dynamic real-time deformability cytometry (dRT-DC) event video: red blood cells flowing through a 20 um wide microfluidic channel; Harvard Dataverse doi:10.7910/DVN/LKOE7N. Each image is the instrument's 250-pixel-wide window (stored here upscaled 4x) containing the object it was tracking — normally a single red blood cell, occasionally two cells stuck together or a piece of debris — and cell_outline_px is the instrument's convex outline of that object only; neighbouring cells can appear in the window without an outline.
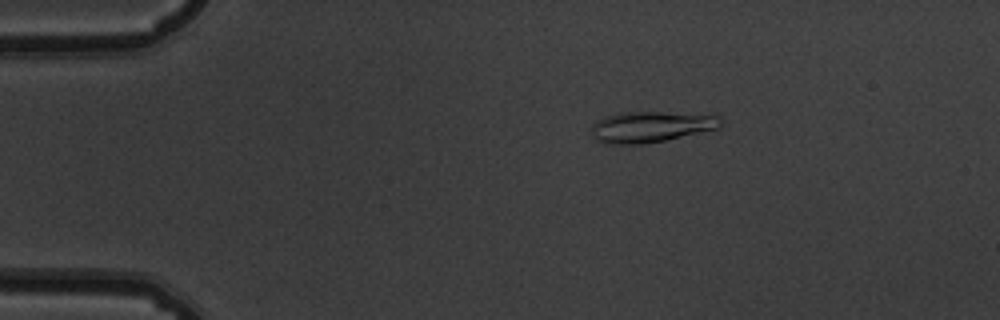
{"species": "common noctule bat (a hibernating species)", "species_latin": "Nyctalus noctula", "temperature_condition": "warm", "stored_images_in_passage": 48, "camera_frame_rate_fps": 3000, "um_per_image_px": 0.085, "animal": {"sex": "male", "body_mass_g": 19.5, "forearm_length_mm": 54.6}, "frame": {"image": 1, "passage_image": 5, "time_ms": 1.333, "image_size_px": [1000, 320], "cell_outline_px": [[720, 128], [664, 140], [644, 144], [608, 144], [596, 140], [592, 136], [592, 124], [596, 120], [604, 116], [616, 112], [660, 112], [716, 116], [720, 120]], "centroid_in_image_um": [55.22, 10.78], "position_along_channel_um": 29.8, "area_um2": 23.12}}
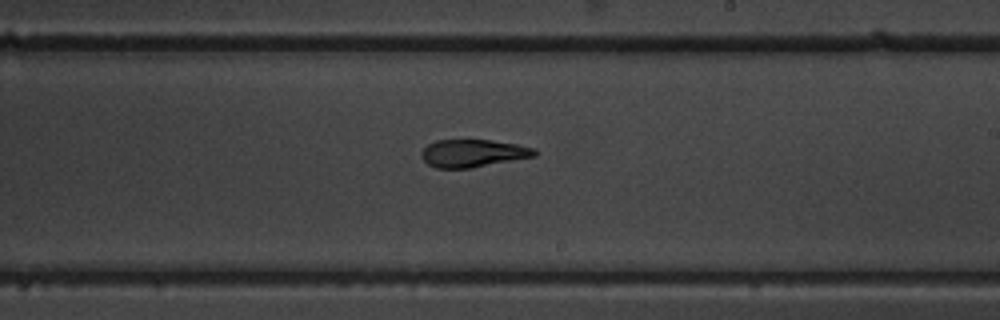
{"frame": {"image": 2, "passage_image": 27, "time_ms": 8.667, "image_size_px": [1000, 320], "cell_outline_px": [[536, 156], [472, 168], [436, 168], [428, 164], [420, 156], [420, 152], [428, 144], [436, 140], [492, 140], [516, 144], [536, 148]], "centroid_in_image_um": [40.2, 13.03], "position_along_channel_um": 248.8, "area_um2": 18.32}}
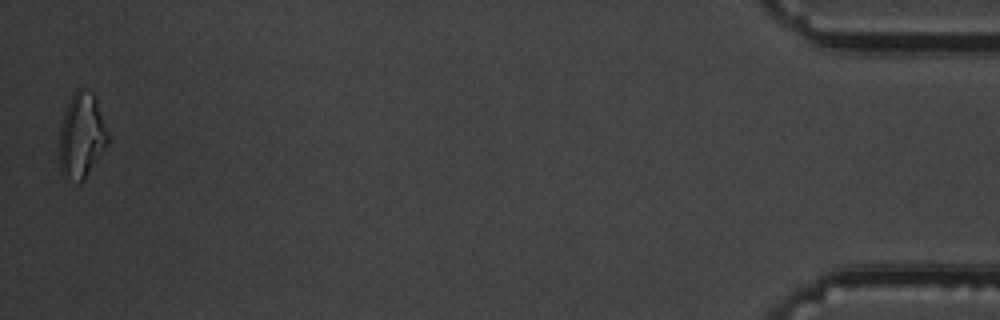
{"frame": {"image": 3, "passage_image": 48, "time_ms": 15.667, "image_size_px": [1000, 320], "cell_outline_px": [[108, 144], [84, 180], [80, 184], [60, 172], [56, 148], [60, 128], [64, 112], [72, 92], [76, 88], [84, 88], [92, 92], [96, 100], [108, 136]], "centroid_in_image_um": [6.87, 11.55], "position_along_channel_um": 428.3, "area_um2": 24.45}, "authors_computed_cell_mechanics": {"area_um2": 19.074, "velocity_mm_per_s": 3.8174, "shape_relaxation_time_tau1_ms": null, "shape_relaxation_time_tau2_ms": 2.334, "deformation_change_tau1": null, "deformation_change_tau2": 0.087}}